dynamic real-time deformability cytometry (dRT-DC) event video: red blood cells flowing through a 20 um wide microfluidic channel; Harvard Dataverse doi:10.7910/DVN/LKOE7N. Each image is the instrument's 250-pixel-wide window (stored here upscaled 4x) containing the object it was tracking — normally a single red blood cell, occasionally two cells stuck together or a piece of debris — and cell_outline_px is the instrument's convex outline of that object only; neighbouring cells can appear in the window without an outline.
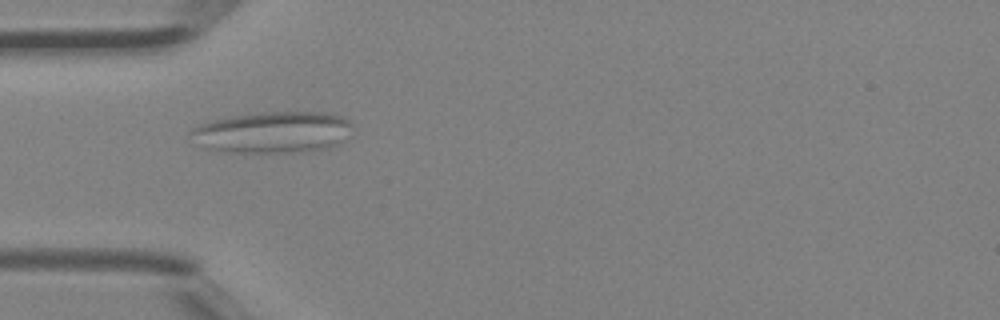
{"species": "Egyptian fruit bat (a non-hibernating species)", "species_latin": "Rousettus aegyptiacus", "temperature_condition": "room temperature", "stored_images_in_passage": 37, "camera_frame_rate_fps": 3000, "um_per_image_px": 0.085, "animal": {"sex": "female"}, "frame": {"image": 1, "passage_image": 5, "time_ms": 1.333, "image_size_px": [1000, 320], "cell_outline_px": [[352, 124], [336, 144], [328, 148], [292, 152], [228, 152], [204, 148], [188, 132], [192, 128], [200, 124], [232, 116], [264, 112], [328, 112], [340, 116], [348, 120]], "centroid_in_image_um": [23.13, 11.23], "position_along_channel_um": 61.9, "area_um2": 38.26}}
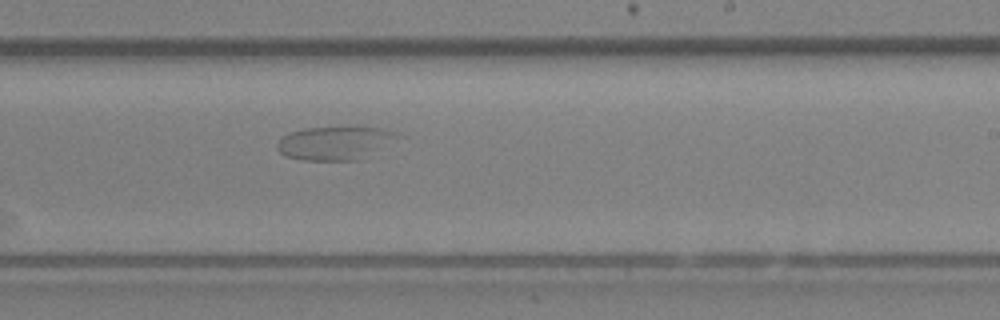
{"frame": {"image": 2, "passage_image": 19, "time_ms": 6.0, "image_size_px": [1000, 320], "cell_outline_px": [[404, 136], [356, 160], [304, 160], [284, 156], [276, 148], [276, 144], [280, 136], [288, 132], [304, 128], [348, 124], [352, 124], [380, 128], [396, 132]], "centroid_in_image_um": [28.44, 12.09], "position_along_channel_um": 260.6, "area_um2": 24.33}}
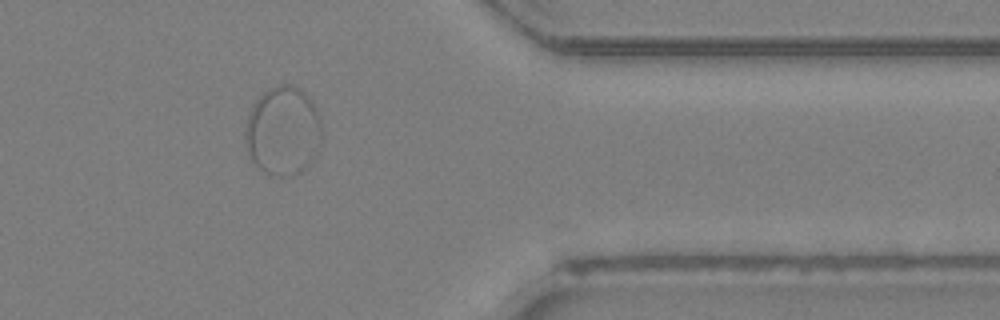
{"frame": {"image": 3, "passage_image": 29, "time_ms": 9.333, "image_size_px": [1000, 320], "cell_outline_px": [[320, 132], [316, 152], [312, 160], [300, 172], [284, 176], [276, 176], [264, 172], [252, 160], [248, 152], [244, 136], [244, 132], [248, 116], [252, 104], [264, 92], [276, 84], [292, 84], [300, 88], [312, 100], [320, 116]], "centroid_in_image_um": [24.03, 11.09], "position_along_channel_um": 387.4, "area_um2": 39.48}}